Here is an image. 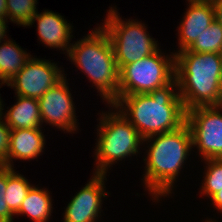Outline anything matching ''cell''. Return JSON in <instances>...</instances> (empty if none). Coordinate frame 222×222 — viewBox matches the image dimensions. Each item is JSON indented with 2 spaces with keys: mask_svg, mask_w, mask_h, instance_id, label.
<instances>
[{
  "mask_svg": "<svg viewBox=\"0 0 222 222\" xmlns=\"http://www.w3.org/2000/svg\"><path fill=\"white\" fill-rule=\"evenodd\" d=\"M189 5L187 11L178 26V51L188 49L215 20L213 3L187 0Z\"/></svg>",
  "mask_w": 222,
  "mask_h": 222,
  "instance_id": "13",
  "label": "cell"
},
{
  "mask_svg": "<svg viewBox=\"0 0 222 222\" xmlns=\"http://www.w3.org/2000/svg\"><path fill=\"white\" fill-rule=\"evenodd\" d=\"M7 1V20L26 27L31 19L37 14L38 0H6Z\"/></svg>",
  "mask_w": 222,
  "mask_h": 222,
  "instance_id": "20",
  "label": "cell"
},
{
  "mask_svg": "<svg viewBox=\"0 0 222 222\" xmlns=\"http://www.w3.org/2000/svg\"><path fill=\"white\" fill-rule=\"evenodd\" d=\"M16 98L17 102L4 113L3 100L0 96V114L11 130L42 128L38 99L20 95H16Z\"/></svg>",
  "mask_w": 222,
  "mask_h": 222,
  "instance_id": "15",
  "label": "cell"
},
{
  "mask_svg": "<svg viewBox=\"0 0 222 222\" xmlns=\"http://www.w3.org/2000/svg\"><path fill=\"white\" fill-rule=\"evenodd\" d=\"M52 197L46 188L33 185L24 198L16 215H27L32 222H48L53 207Z\"/></svg>",
  "mask_w": 222,
  "mask_h": 222,
  "instance_id": "17",
  "label": "cell"
},
{
  "mask_svg": "<svg viewBox=\"0 0 222 222\" xmlns=\"http://www.w3.org/2000/svg\"><path fill=\"white\" fill-rule=\"evenodd\" d=\"M67 57L87 75L105 103L114 105L118 101L120 71L110 38L100 25L73 41Z\"/></svg>",
  "mask_w": 222,
  "mask_h": 222,
  "instance_id": "4",
  "label": "cell"
},
{
  "mask_svg": "<svg viewBox=\"0 0 222 222\" xmlns=\"http://www.w3.org/2000/svg\"><path fill=\"white\" fill-rule=\"evenodd\" d=\"M187 50L222 54V25L215 19Z\"/></svg>",
  "mask_w": 222,
  "mask_h": 222,
  "instance_id": "19",
  "label": "cell"
},
{
  "mask_svg": "<svg viewBox=\"0 0 222 222\" xmlns=\"http://www.w3.org/2000/svg\"><path fill=\"white\" fill-rule=\"evenodd\" d=\"M11 128L5 123L0 114V164H2L8 155L10 143Z\"/></svg>",
  "mask_w": 222,
  "mask_h": 222,
  "instance_id": "23",
  "label": "cell"
},
{
  "mask_svg": "<svg viewBox=\"0 0 222 222\" xmlns=\"http://www.w3.org/2000/svg\"><path fill=\"white\" fill-rule=\"evenodd\" d=\"M14 41L8 37L0 43V86L9 82L32 57Z\"/></svg>",
  "mask_w": 222,
  "mask_h": 222,
  "instance_id": "16",
  "label": "cell"
},
{
  "mask_svg": "<svg viewBox=\"0 0 222 222\" xmlns=\"http://www.w3.org/2000/svg\"><path fill=\"white\" fill-rule=\"evenodd\" d=\"M143 139L175 130L186 122L177 79L148 94L122 96L114 105Z\"/></svg>",
  "mask_w": 222,
  "mask_h": 222,
  "instance_id": "2",
  "label": "cell"
},
{
  "mask_svg": "<svg viewBox=\"0 0 222 222\" xmlns=\"http://www.w3.org/2000/svg\"><path fill=\"white\" fill-rule=\"evenodd\" d=\"M108 107L111 111H102L98 118V138L94 149L95 174H106L118 161L137 156L140 153L139 146L143 145L138 130L113 105Z\"/></svg>",
  "mask_w": 222,
  "mask_h": 222,
  "instance_id": "5",
  "label": "cell"
},
{
  "mask_svg": "<svg viewBox=\"0 0 222 222\" xmlns=\"http://www.w3.org/2000/svg\"><path fill=\"white\" fill-rule=\"evenodd\" d=\"M51 61L32 56L6 85L15 89L16 95L39 99L67 75Z\"/></svg>",
  "mask_w": 222,
  "mask_h": 222,
  "instance_id": "9",
  "label": "cell"
},
{
  "mask_svg": "<svg viewBox=\"0 0 222 222\" xmlns=\"http://www.w3.org/2000/svg\"><path fill=\"white\" fill-rule=\"evenodd\" d=\"M116 9L111 7L107 11V17L100 26L110 38L120 71L125 65L155 53L160 47L158 41L147 33L145 23L133 19L124 21Z\"/></svg>",
  "mask_w": 222,
  "mask_h": 222,
  "instance_id": "6",
  "label": "cell"
},
{
  "mask_svg": "<svg viewBox=\"0 0 222 222\" xmlns=\"http://www.w3.org/2000/svg\"><path fill=\"white\" fill-rule=\"evenodd\" d=\"M42 131V128L11 130L8 155L1 165L15 168L13 160L37 159L44 152L46 144Z\"/></svg>",
  "mask_w": 222,
  "mask_h": 222,
  "instance_id": "14",
  "label": "cell"
},
{
  "mask_svg": "<svg viewBox=\"0 0 222 222\" xmlns=\"http://www.w3.org/2000/svg\"><path fill=\"white\" fill-rule=\"evenodd\" d=\"M145 142L149 148L145 151L147 157L143 158L146 166L141 180L151 199L160 202L161 197L173 193V185L191 154V131L185 122L175 130L143 139V144Z\"/></svg>",
  "mask_w": 222,
  "mask_h": 222,
  "instance_id": "1",
  "label": "cell"
},
{
  "mask_svg": "<svg viewBox=\"0 0 222 222\" xmlns=\"http://www.w3.org/2000/svg\"><path fill=\"white\" fill-rule=\"evenodd\" d=\"M195 1H201V2H211V3H213V2H215V1H217V0H195Z\"/></svg>",
  "mask_w": 222,
  "mask_h": 222,
  "instance_id": "28",
  "label": "cell"
},
{
  "mask_svg": "<svg viewBox=\"0 0 222 222\" xmlns=\"http://www.w3.org/2000/svg\"><path fill=\"white\" fill-rule=\"evenodd\" d=\"M206 167L201 190L202 195L211 198L215 193L222 189V159H206L203 160Z\"/></svg>",
  "mask_w": 222,
  "mask_h": 222,
  "instance_id": "21",
  "label": "cell"
},
{
  "mask_svg": "<svg viewBox=\"0 0 222 222\" xmlns=\"http://www.w3.org/2000/svg\"><path fill=\"white\" fill-rule=\"evenodd\" d=\"M213 207L220 213H222V189L215 193L211 198Z\"/></svg>",
  "mask_w": 222,
  "mask_h": 222,
  "instance_id": "24",
  "label": "cell"
},
{
  "mask_svg": "<svg viewBox=\"0 0 222 222\" xmlns=\"http://www.w3.org/2000/svg\"><path fill=\"white\" fill-rule=\"evenodd\" d=\"M7 187V166H0V222H13L14 213L9 209L5 194Z\"/></svg>",
  "mask_w": 222,
  "mask_h": 222,
  "instance_id": "22",
  "label": "cell"
},
{
  "mask_svg": "<svg viewBox=\"0 0 222 222\" xmlns=\"http://www.w3.org/2000/svg\"><path fill=\"white\" fill-rule=\"evenodd\" d=\"M92 174L90 181L67 204L63 222H97L100 218L102 200L109 195L104 189L107 174Z\"/></svg>",
  "mask_w": 222,
  "mask_h": 222,
  "instance_id": "11",
  "label": "cell"
},
{
  "mask_svg": "<svg viewBox=\"0 0 222 222\" xmlns=\"http://www.w3.org/2000/svg\"><path fill=\"white\" fill-rule=\"evenodd\" d=\"M159 49L139 61L125 65L119 73L118 100L125 95L148 94L175 78V53Z\"/></svg>",
  "mask_w": 222,
  "mask_h": 222,
  "instance_id": "7",
  "label": "cell"
},
{
  "mask_svg": "<svg viewBox=\"0 0 222 222\" xmlns=\"http://www.w3.org/2000/svg\"><path fill=\"white\" fill-rule=\"evenodd\" d=\"M65 76L39 99L42 124L46 123L66 133L78 131L76 108Z\"/></svg>",
  "mask_w": 222,
  "mask_h": 222,
  "instance_id": "10",
  "label": "cell"
},
{
  "mask_svg": "<svg viewBox=\"0 0 222 222\" xmlns=\"http://www.w3.org/2000/svg\"><path fill=\"white\" fill-rule=\"evenodd\" d=\"M33 186L28 179L15 171L14 168L7 167V187L5 199L9 209L16 214L26 197L28 191Z\"/></svg>",
  "mask_w": 222,
  "mask_h": 222,
  "instance_id": "18",
  "label": "cell"
},
{
  "mask_svg": "<svg viewBox=\"0 0 222 222\" xmlns=\"http://www.w3.org/2000/svg\"><path fill=\"white\" fill-rule=\"evenodd\" d=\"M222 106H197L186 111L193 148L200 159H222Z\"/></svg>",
  "mask_w": 222,
  "mask_h": 222,
  "instance_id": "8",
  "label": "cell"
},
{
  "mask_svg": "<svg viewBox=\"0 0 222 222\" xmlns=\"http://www.w3.org/2000/svg\"><path fill=\"white\" fill-rule=\"evenodd\" d=\"M215 19L222 25V0L213 2Z\"/></svg>",
  "mask_w": 222,
  "mask_h": 222,
  "instance_id": "25",
  "label": "cell"
},
{
  "mask_svg": "<svg viewBox=\"0 0 222 222\" xmlns=\"http://www.w3.org/2000/svg\"><path fill=\"white\" fill-rule=\"evenodd\" d=\"M0 18L7 19V1L0 0Z\"/></svg>",
  "mask_w": 222,
  "mask_h": 222,
  "instance_id": "27",
  "label": "cell"
},
{
  "mask_svg": "<svg viewBox=\"0 0 222 222\" xmlns=\"http://www.w3.org/2000/svg\"><path fill=\"white\" fill-rule=\"evenodd\" d=\"M34 22H37L38 39L46 48H58L68 55L72 45L70 42L73 37V26L64 19V16L52 10H44L41 13L37 12L28 26H32Z\"/></svg>",
  "mask_w": 222,
  "mask_h": 222,
  "instance_id": "12",
  "label": "cell"
},
{
  "mask_svg": "<svg viewBox=\"0 0 222 222\" xmlns=\"http://www.w3.org/2000/svg\"><path fill=\"white\" fill-rule=\"evenodd\" d=\"M175 78L185 110L222 103V54L175 52Z\"/></svg>",
  "mask_w": 222,
  "mask_h": 222,
  "instance_id": "3",
  "label": "cell"
},
{
  "mask_svg": "<svg viewBox=\"0 0 222 222\" xmlns=\"http://www.w3.org/2000/svg\"><path fill=\"white\" fill-rule=\"evenodd\" d=\"M205 222H218V221H216V220L214 221V219L213 220L212 219H208V220L206 219Z\"/></svg>",
  "mask_w": 222,
  "mask_h": 222,
  "instance_id": "29",
  "label": "cell"
},
{
  "mask_svg": "<svg viewBox=\"0 0 222 222\" xmlns=\"http://www.w3.org/2000/svg\"><path fill=\"white\" fill-rule=\"evenodd\" d=\"M7 19L0 18V43L8 39L6 33H7Z\"/></svg>",
  "mask_w": 222,
  "mask_h": 222,
  "instance_id": "26",
  "label": "cell"
}]
</instances>
